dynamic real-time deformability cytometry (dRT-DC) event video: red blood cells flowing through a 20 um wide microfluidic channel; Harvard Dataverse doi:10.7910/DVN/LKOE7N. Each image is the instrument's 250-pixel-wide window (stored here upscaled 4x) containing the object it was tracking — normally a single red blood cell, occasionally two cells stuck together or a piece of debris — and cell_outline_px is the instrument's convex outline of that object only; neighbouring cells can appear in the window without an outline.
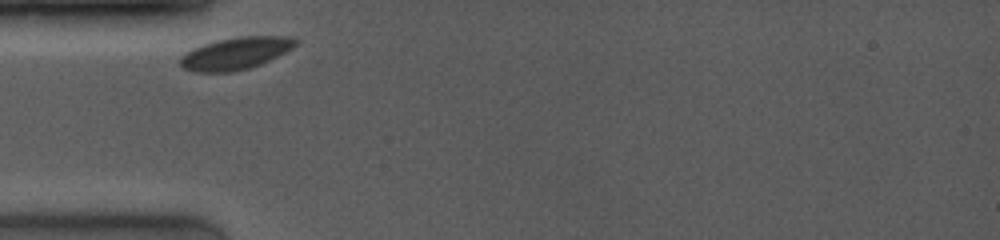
{"species": "common noctule bat (a hibernating species)", "species_latin": "Nyctalus noctula", "temperature_condition": "room temperature", "stored_images_in_passage": 11, "camera_frame_rate_fps": 4000, "um_per_image_px": 0.085, "animal": {"sex": "female", "body_mass_g": 19.0, "forearm_length_mm": 53.3}, "frame": {"image": 1, "passage_image": 1, "time_ms": 0.0, "image_size_px": [1000, 240], "cell_outline_px": [[300, 40], [292, 48], [260, 64], [248, 68], [232, 72], [196, 72], [184, 68], [180, 64], [180, 56], [192, 48], [204, 44], [220, 40], [240, 36], [292, 36]], "centroid_in_image_um": [20.03, 4.53], "position_along_channel_um": 65.0, "area_um2": 21.44}}